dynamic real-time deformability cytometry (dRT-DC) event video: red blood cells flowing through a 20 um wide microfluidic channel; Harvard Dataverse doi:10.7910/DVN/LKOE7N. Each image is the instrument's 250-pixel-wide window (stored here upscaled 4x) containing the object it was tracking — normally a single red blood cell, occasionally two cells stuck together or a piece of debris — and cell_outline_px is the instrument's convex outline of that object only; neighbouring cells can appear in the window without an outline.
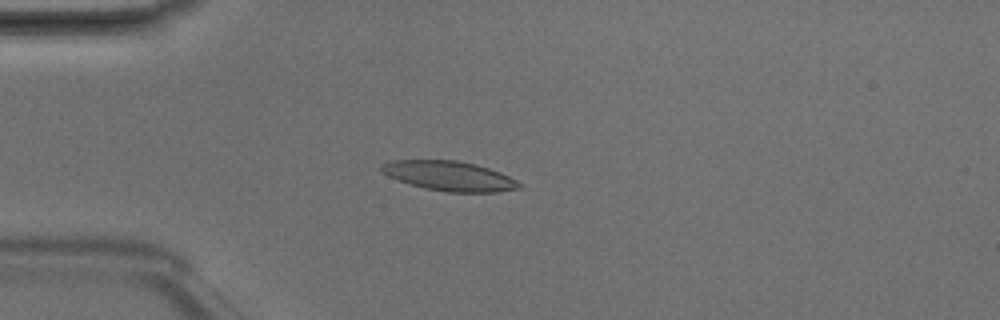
{"species": "Egyptian fruit bat (a non-hibernating species)", "species_latin": "Rousettus aegyptiacus", "temperature_condition": "room temperature", "stored_images_in_passage": 4, "camera_frame_rate_fps": 3000, "um_per_image_px": 0.085, "animal": {"sex": "male"}, "frame": {"image": 1, "passage_image": 4, "time_ms": 1.0, "image_size_px": [1000, 320], "cell_outline_px": [[524, 184], [520, 188], [496, 192], [448, 192], [428, 188], [412, 184], [388, 176], [380, 168], [380, 164], [392, 160], [456, 160], [476, 164], [500, 172]], "centroid_in_image_um": [38.23, 14.95], "position_along_channel_um": 46.8, "area_um2": 23.58}}